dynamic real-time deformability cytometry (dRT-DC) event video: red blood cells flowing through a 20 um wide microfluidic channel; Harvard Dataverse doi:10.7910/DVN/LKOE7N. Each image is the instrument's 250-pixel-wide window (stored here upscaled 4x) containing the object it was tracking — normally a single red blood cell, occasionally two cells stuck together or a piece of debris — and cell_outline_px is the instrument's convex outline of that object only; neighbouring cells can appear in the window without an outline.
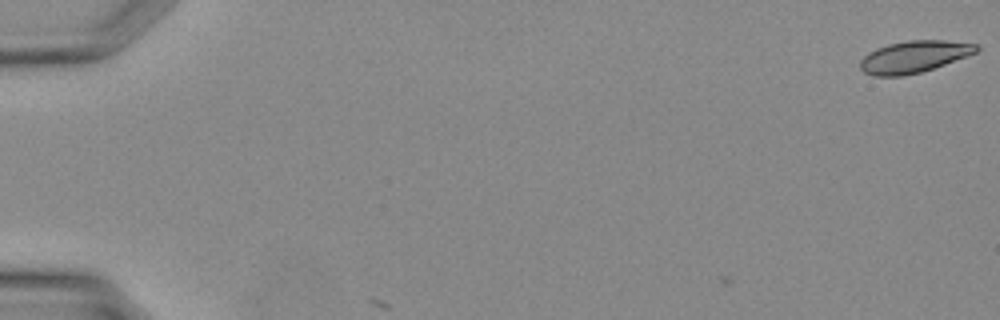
{"species": "Egyptian fruit bat (a non-hibernating species)", "species_latin": "Rousettus aegyptiacus", "temperature_condition": "warm", "stored_images_in_passage": 3, "camera_frame_rate_fps": 3000, "um_per_image_px": 0.085, "animal": {"sex": "female"}, "frame": {"image": 1, "passage_image": 1, "time_ms": 0.0, "image_size_px": [1000, 320], "cell_outline_px": [[980, 48], [976, 52], [944, 64], [920, 72], [904, 76], [872, 76], [864, 72], [860, 68], [860, 60], [868, 52], [876, 48], [888, 44], [908, 40], [944, 40], [976, 44]], "centroid_in_image_um": [77.63, 4.82], "position_along_channel_um": 7.4, "area_um2": 21.44}}